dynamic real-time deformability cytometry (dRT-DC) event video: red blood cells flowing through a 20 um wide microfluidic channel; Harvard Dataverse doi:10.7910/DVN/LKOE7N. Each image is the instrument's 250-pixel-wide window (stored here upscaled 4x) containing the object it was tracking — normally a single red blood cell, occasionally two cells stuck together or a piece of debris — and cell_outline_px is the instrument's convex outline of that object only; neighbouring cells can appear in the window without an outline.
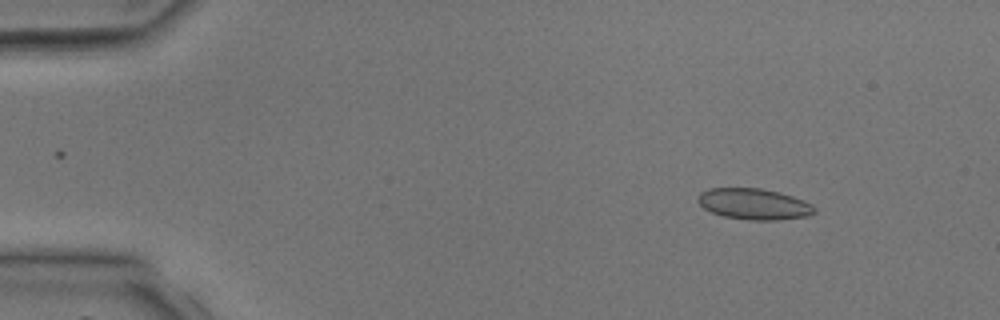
{"species": "common noctule bat (a hibernating species)", "species_latin": "Nyctalus noctula", "temperature_condition": "room temperature", "stored_images_in_passage": 3, "camera_frame_rate_fps": 3000, "um_per_image_px": 0.085, "animal": {"sex": "male", "body_mass_g": 17.9, "forearm_length_mm": 54.2}, "frame": {"image": 1, "passage_image": 1, "time_ms": 0.0, "image_size_px": [1000, 320], "cell_outline_px": [[816, 212], [808, 216], [776, 220], [748, 220], [724, 216], [712, 212], [704, 208], [696, 200], [696, 196], [700, 192], [708, 188], [760, 188], [780, 192], [804, 200], [812, 204], [816, 208]], "centroid_in_image_um": [64.08, 17.33], "position_along_channel_um": 20.9, "area_um2": 21.27}}